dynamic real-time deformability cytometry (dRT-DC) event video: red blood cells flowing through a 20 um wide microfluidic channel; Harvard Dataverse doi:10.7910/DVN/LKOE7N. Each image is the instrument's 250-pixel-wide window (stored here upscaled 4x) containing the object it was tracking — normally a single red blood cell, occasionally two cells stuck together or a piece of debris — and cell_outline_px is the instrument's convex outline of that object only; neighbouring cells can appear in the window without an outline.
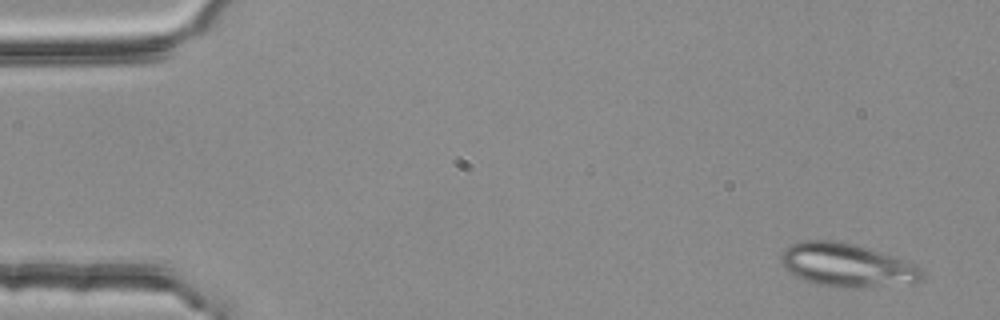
{"species": "common noctule bat (a hibernating species)", "species_latin": "Nyctalus noctula", "temperature_condition": "room temperature", "stored_images_in_passage": 3, "camera_frame_rate_fps": 3000, "um_per_image_px": 0.085, "animal": {"sex": "female", "body_mass_g": 25.1}, "frame": {"image": 1, "passage_image": 1, "time_ms": 0.0, "image_size_px": [1000, 320], "cell_outline_px": [[924, 280], [916, 284], [820, 284], [804, 280], [792, 272], [780, 260], [780, 252], [784, 248], [792, 244], [804, 240], [836, 240], [852, 244], [900, 260], [920, 268], [924, 272]], "centroid_in_image_um": [71.94, 22.48], "position_along_channel_um": 13.1, "area_um2": 33.64}}